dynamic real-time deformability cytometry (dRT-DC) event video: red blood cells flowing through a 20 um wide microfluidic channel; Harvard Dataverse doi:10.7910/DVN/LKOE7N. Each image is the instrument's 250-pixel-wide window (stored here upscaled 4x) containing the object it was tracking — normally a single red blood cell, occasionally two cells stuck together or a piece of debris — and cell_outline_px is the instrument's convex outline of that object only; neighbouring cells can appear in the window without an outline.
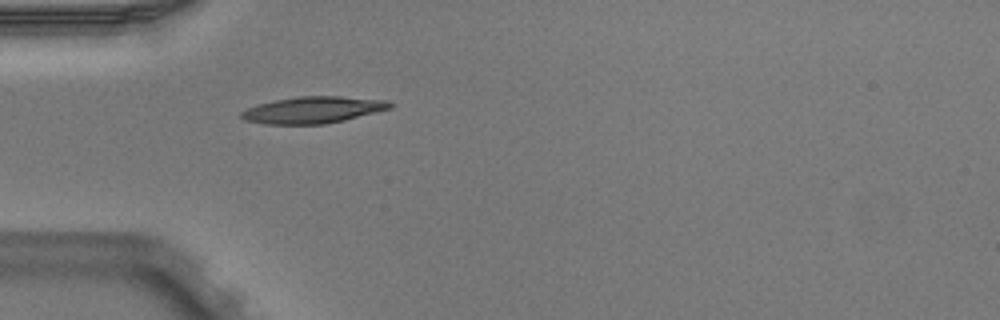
{"species": "Egyptian fruit bat (a non-hibernating species)", "species_latin": "Rousettus aegyptiacus", "temperature_condition": "warm", "stored_images_in_passage": 4, "camera_frame_rate_fps": 3000, "um_per_image_px": 0.085, "animal": {"sex": "male"}, "frame": {"image": 1, "passage_image": 4, "time_ms": 1.0, "image_size_px": [1000, 320], "cell_outline_px": [[396, 104], [392, 108], [344, 120], [324, 124], [264, 124], [244, 120], [240, 116], [240, 112], [248, 108], [260, 104], [276, 100], [300, 96], [340, 96], [388, 100]], "centroid_in_image_um": [26.65, 9.34], "position_along_channel_um": 58.3, "area_um2": 23.06}}